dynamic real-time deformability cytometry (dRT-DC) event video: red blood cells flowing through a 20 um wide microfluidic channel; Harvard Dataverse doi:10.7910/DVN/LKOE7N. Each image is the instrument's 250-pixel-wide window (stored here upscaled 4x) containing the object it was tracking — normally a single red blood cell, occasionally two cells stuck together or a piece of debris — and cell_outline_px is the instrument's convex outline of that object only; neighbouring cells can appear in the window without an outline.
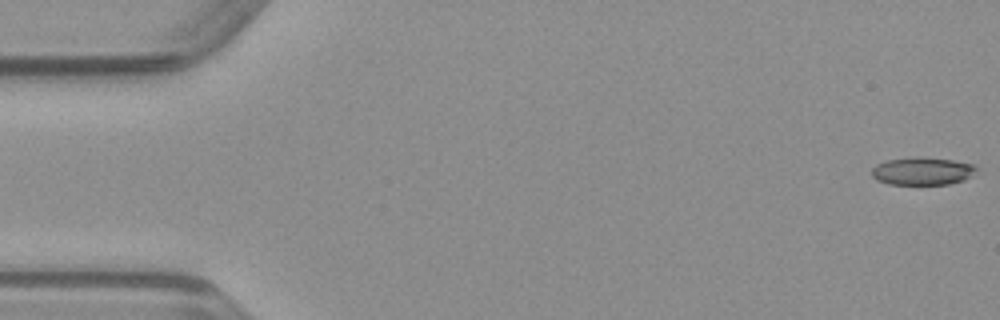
{"species": "common noctule bat (a hibernating species)", "species_latin": "Nyctalus noctula", "temperature_condition": "warm", "stored_images_in_passage": 49, "camera_frame_rate_fps": 3000, "um_per_image_px": 0.085, "animal": {"sex": "male", "body_mass_g": 23.1, "forearm_length_mm": 52.7}, "frame": {"image": 1, "passage_image": 1, "time_ms": 0.0, "image_size_px": [1000, 320], "cell_outline_px": [[976, 168], [964, 180], [948, 184], [888, 184], [876, 180], [872, 176], [872, 168], [876, 164], [888, 160], [920, 156], [952, 160], [976, 164]], "centroid_in_image_um": [78.36, 14.54], "position_along_channel_um": 6.6, "area_um2": 16.82}}
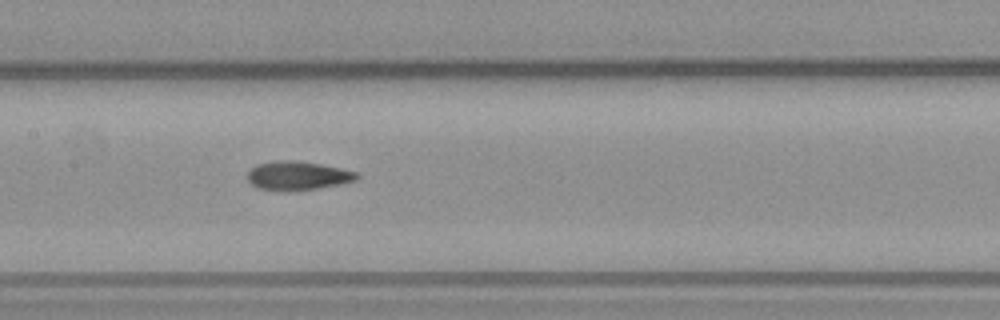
{"frame": {"image": 2, "passage_image": 24, "time_ms": 7.667, "image_size_px": [1000, 320], "cell_outline_px": [[360, 176], [356, 180], [340, 184], [316, 188], [260, 188], [252, 184], [248, 180], [248, 172], [256, 164], [280, 160], [296, 160], [320, 164], [340, 168], [356, 172]], "centroid_in_image_um": [25.34, 14.88], "position_along_channel_um": 182.1, "area_um2": 17.46}}
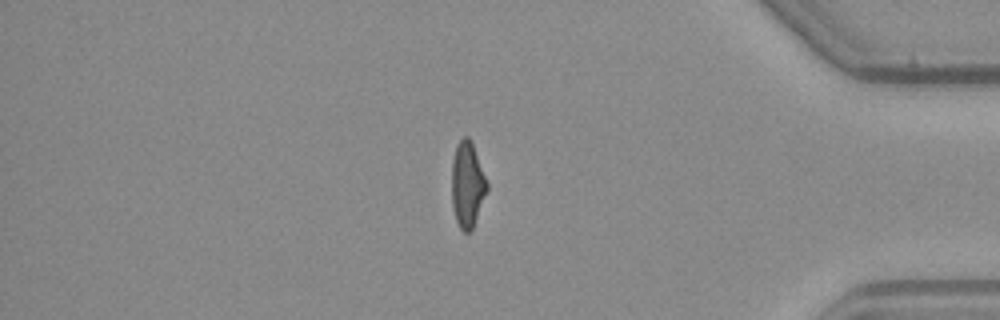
{"frame": {"image": 3, "passage_image": 42, "time_ms": 13.667, "image_size_px": [1000, 320], "cell_outline_px": [[488, 188], [472, 232], [464, 232], [460, 228], [456, 220], [452, 208], [452, 160], [456, 144], [464, 136], [468, 136], [472, 140], [488, 184]], "centroid_in_image_um": [39.73, 15.69], "position_along_channel_um": 395.5, "area_um2": 17.86}}